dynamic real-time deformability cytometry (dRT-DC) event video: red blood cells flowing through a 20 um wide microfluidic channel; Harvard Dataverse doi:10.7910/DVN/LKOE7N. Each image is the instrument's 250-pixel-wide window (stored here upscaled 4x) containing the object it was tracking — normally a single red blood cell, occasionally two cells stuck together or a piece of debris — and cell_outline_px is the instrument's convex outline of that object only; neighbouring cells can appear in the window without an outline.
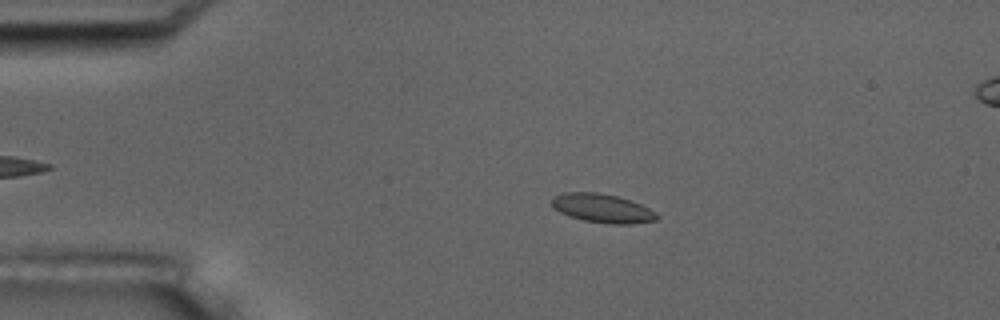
{"species": "common noctule bat (a hibernating species)", "species_latin": "Nyctalus noctula", "temperature_condition": "room temperature", "stored_images_in_passage": 6, "camera_frame_rate_fps": 3000, "um_per_image_px": 0.085, "animal": {"sex": "male", "body_mass_g": 17.5, "forearm_length_mm": 52.3}, "frame": {"image": 1, "passage_image": 3, "time_ms": 2.333, "image_size_px": [1000, 320], "cell_outline_px": [[660, 216], [656, 220], [632, 224], [608, 224], [584, 220], [568, 216], [552, 208], [552, 196], [564, 192], [596, 192], [616, 196], [632, 200], [656, 212]], "centroid_in_image_um": [51.19, 17.7], "position_along_channel_um": 33.8, "area_um2": 17.8}}